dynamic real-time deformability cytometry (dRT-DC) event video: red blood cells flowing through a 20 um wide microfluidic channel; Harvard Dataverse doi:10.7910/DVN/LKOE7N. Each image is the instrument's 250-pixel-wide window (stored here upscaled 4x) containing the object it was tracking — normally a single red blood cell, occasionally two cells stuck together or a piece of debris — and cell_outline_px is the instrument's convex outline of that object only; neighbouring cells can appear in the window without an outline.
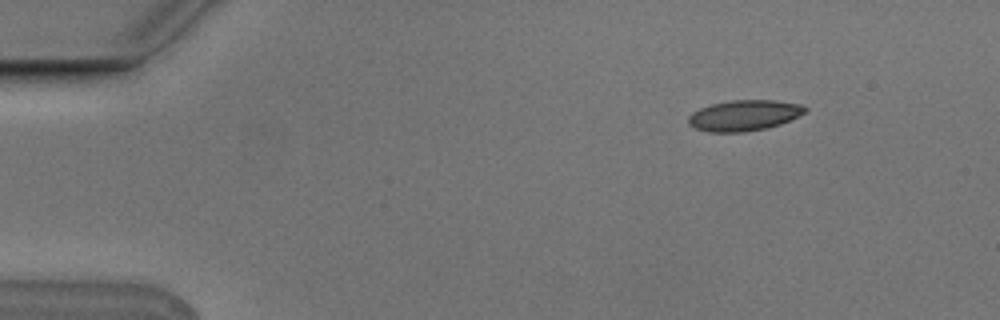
{"species": "Egyptian fruit bat (a non-hibernating species)", "species_latin": "Rousettus aegyptiacus", "temperature_condition": "cold", "stored_images_in_passage": 5, "camera_frame_rate_fps": 3000, "um_per_image_px": 0.085, "animal": {"sex": "male"}, "frame": {"image": 1, "passage_image": 1, "time_ms": 0.0, "image_size_px": [1000, 320], "cell_outline_px": [[808, 108], [804, 112], [780, 124], [764, 128], [744, 132], [708, 132], [696, 128], [688, 124], [688, 116], [692, 112], [700, 108], [712, 104], [732, 100], [772, 100], [800, 104]], "centroid_in_image_um": [63.2, 9.81], "position_along_channel_um": 21.8, "area_um2": 20.63}}
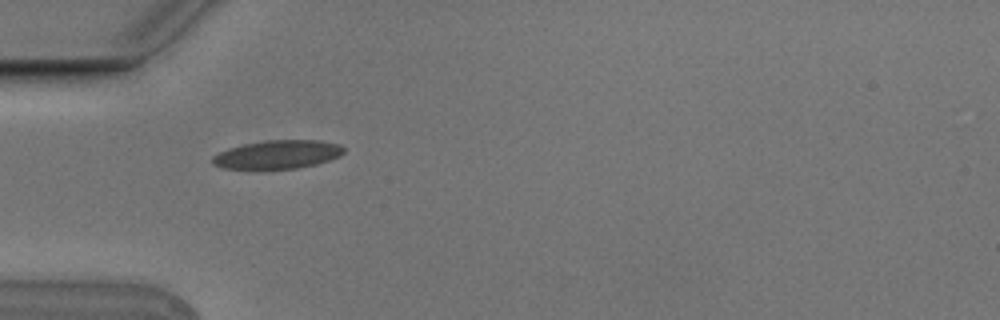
{"frame": {"image": 2, "passage_image": 4, "time_ms": 1.0, "image_size_px": [1000, 320], "cell_outline_px": [[344, 152], [340, 156], [316, 164], [296, 168], [224, 168], [212, 164], [212, 156], [228, 148], [244, 144], [264, 140], [320, 140], [340, 144], [344, 148]], "centroid_in_image_um": [23.61, 13.11], "position_along_channel_um": 61.4, "area_um2": 21.62}}